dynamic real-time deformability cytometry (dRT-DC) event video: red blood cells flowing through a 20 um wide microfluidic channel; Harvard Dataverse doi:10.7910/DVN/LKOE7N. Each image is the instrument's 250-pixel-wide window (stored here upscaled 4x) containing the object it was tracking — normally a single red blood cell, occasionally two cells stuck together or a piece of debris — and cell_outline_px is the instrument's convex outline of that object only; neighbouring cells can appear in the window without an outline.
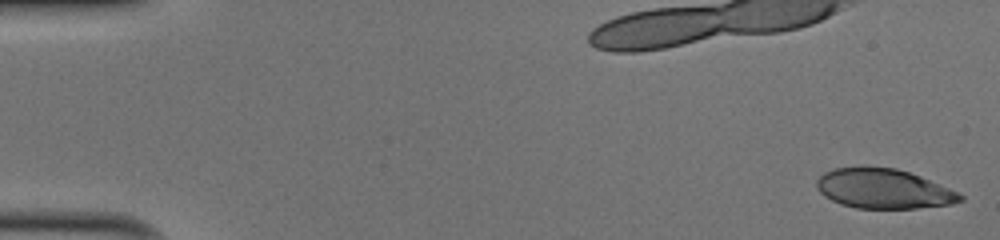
{"species": "human", "species_latin": "Homo sapiens", "temperature_condition": "cold", "stored_images_in_passage": 16, "camera_frame_rate_fps": 3000, "um_per_image_px": 0.085, "donor": {"sex": "male"}, "frame": {"image": 1, "passage_image": 1, "time_ms": 0.0, "image_size_px": [1000, 240], "cell_outline_px": [[964, 200], [952, 204], [916, 208], [856, 208], [840, 204], [824, 196], [820, 192], [816, 184], [816, 180], [824, 172], [836, 168], [860, 164], [868, 164], [896, 168], [920, 176], [948, 188], [964, 196]], "centroid_in_image_um": [75.05, 16.01], "position_along_channel_um": 10.0, "area_um2": 33.64}}